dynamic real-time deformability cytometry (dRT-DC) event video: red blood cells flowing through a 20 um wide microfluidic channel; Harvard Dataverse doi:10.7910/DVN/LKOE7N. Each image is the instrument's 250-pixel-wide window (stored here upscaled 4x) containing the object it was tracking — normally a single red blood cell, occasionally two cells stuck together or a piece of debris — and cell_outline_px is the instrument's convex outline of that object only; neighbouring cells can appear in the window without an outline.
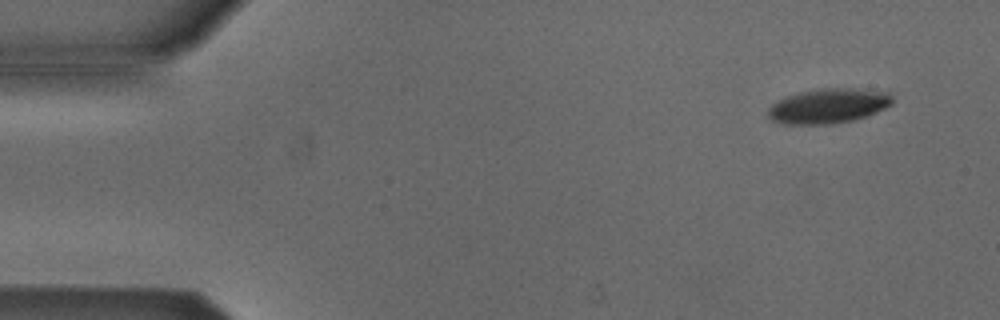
{"species": "Egyptian fruit bat (a non-hibernating species)", "species_latin": "Rousettus aegyptiacus", "temperature_condition": "cold", "stored_images_in_passage": 4, "camera_frame_rate_fps": 3000, "um_per_image_px": 0.085, "animal": {"sex": "male"}, "frame": {"image": 1, "passage_image": 1, "time_ms": 0.0, "image_size_px": [1000, 320], "cell_outline_px": [[892, 104], [876, 112], [852, 120], [832, 124], [784, 124], [772, 120], [768, 116], [768, 108], [772, 104], [788, 96], [800, 92], [820, 88], [852, 88], [888, 92], [892, 96]], "centroid_in_image_um": [70.41, 9.0], "position_along_channel_um": 14.6, "area_um2": 24.97}}
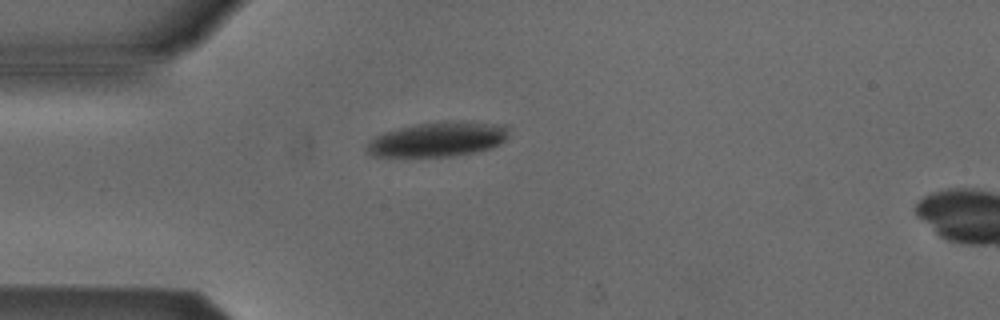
{"frame": {"image": 2, "passage_image": 3, "time_ms": 3.333, "image_size_px": [1000, 320], "cell_outline_px": [[508, 136], [500, 144], [476, 152], [452, 156], [372, 156], [364, 148], [376, 136], [384, 132], [416, 124], [460, 120], [504, 124], [508, 128]], "centroid_in_image_um": [37.26, 11.83], "position_along_channel_um": 47.7, "area_um2": 28.55}}